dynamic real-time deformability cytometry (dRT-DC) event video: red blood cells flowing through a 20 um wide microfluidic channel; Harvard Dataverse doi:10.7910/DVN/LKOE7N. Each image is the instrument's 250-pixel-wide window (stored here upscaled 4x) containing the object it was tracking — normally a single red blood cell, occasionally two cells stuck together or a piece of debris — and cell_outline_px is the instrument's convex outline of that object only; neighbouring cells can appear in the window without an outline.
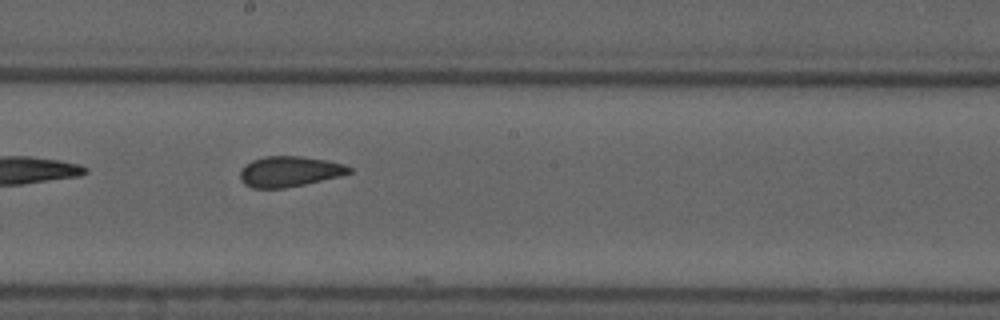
{"species": "common noctule bat (a hibernating species)", "species_latin": "Nyctalus noctula", "temperature_condition": "cold", "stored_images_in_passage": 9, "camera_frame_rate_fps": 3000, "um_per_image_px": 0.085, "animal": {"sex": "male", "forearm_length_mm": 52.5}, "frame": {"image": 1, "passage_image": 9, "time_ms": 9.333, "image_size_px": [1000, 320], "cell_outline_px": [[352, 172], [340, 176], [304, 184], [284, 188], [252, 188], [244, 184], [240, 180], [240, 168], [244, 164], [252, 160], [264, 156], [300, 156], [328, 160], [344, 164], [352, 168]], "centroid_in_image_um": [24.57, 14.57], "position_along_channel_um": 223.6, "area_um2": 19.54}}